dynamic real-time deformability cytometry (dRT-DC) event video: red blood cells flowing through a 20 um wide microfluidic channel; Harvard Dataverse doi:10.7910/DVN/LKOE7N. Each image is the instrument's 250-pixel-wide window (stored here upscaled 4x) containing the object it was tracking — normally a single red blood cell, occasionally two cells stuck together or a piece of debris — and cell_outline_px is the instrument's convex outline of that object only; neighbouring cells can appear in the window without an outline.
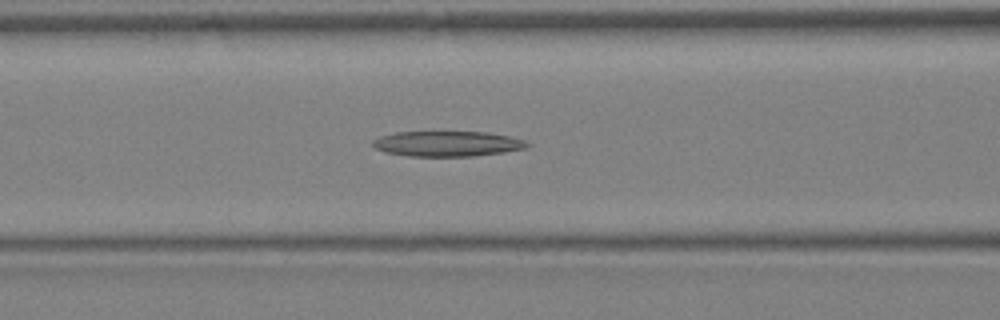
{"species": "Egyptian fruit bat (a non-hibernating species)", "species_latin": "Rousettus aegyptiacus", "temperature_condition": "warm", "stored_images_in_passage": 26, "camera_frame_rate_fps": 3000, "um_per_image_px": 0.085, "animal": {"sex": "female"}, "frame": {"image": 1, "passage_image": 8, "time_ms": 2.333, "image_size_px": [1000, 320], "cell_outline_px": [[532, 144], [528, 148], [504, 152], [472, 156], [408, 156], [384, 152], [376, 148], [372, 144], [372, 140], [380, 136], [396, 132], [488, 132], [512, 136], [524, 140]], "centroid_in_image_um": [38.06, 12.21], "position_along_channel_um": 128.5, "area_um2": 22.95}}
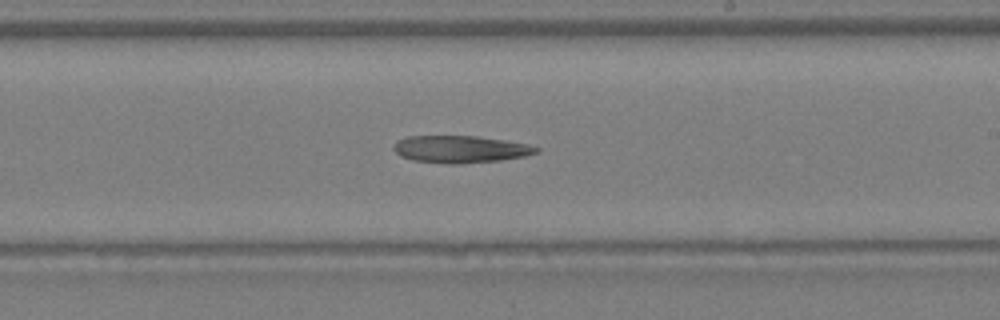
{"frame": {"image": 2, "passage_image": 14, "time_ms": 4.333, "image_size_px": [1000, 320], "cell_outline_px": [[540, 152], [524, 156], [504, 160], [460, 164], [448, 164], [412, 160], [400, 156], [392, 148], [396, 140], [408, 136], [476, 136], [504, 140], [528, 144], [540, 148]], "centroid_in_image_um": [39.13, 12.69], "position_along_channel_um": 249.9, "area_um2": 22.83}}
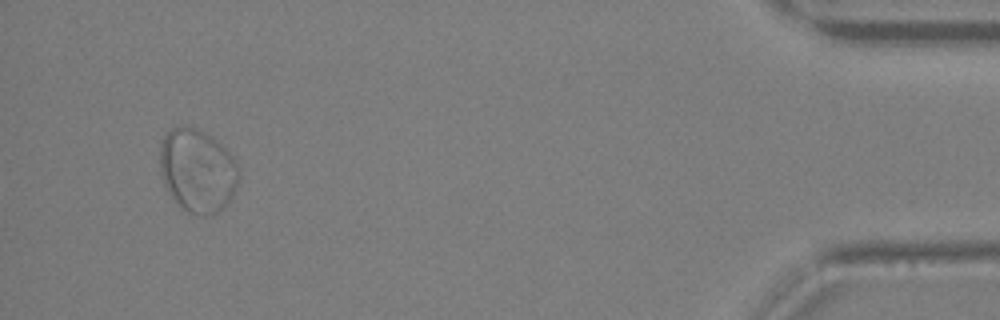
{"frame": {"image": 3, "passage_image": 26, "time_ms": 8.333, "image_size_px": [1000, 320], "cell_outline_px": [[240, 176], [232, 196], [216, 212], [208, 216], [204, 216], [188, 212], [180, 208], [168, 192], [164, 184], [160, 172], [160, 144], [164, 136], [172, 128], [184, 124], [196, 128], [204, 132], [216, 140], [236, 160], [240, 172]], "centroid_in_image_um": [16.76, 14.48], "position_along_channel_um": 418.4, "area_um2": 38.44}}